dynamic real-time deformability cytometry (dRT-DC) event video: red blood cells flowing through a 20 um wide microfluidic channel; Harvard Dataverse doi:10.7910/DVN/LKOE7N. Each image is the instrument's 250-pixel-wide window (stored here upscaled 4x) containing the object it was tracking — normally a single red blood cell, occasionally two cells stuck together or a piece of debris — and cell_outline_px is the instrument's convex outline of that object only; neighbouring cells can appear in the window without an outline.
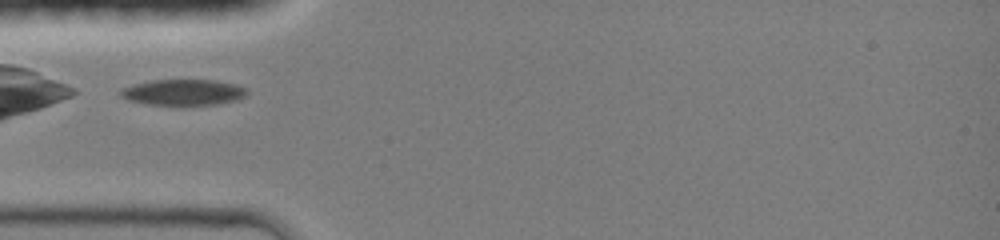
{"species": "common noctule bat (a hibernating species)", "species_latin": "Nyctalus noctula", "temperature_condition": "room temperature", "stored_images_in_passage": 27, "camera_frame_rate_fps": 3000, "um_per_image_px": 0.085, "animal": {"sex": "female", "body_mass_g": 19.0, "forearm_length_mm": 51.5}, "frame": {"image": 1, "passage_image": 1, "time_ms": 0.0, "image_size_px": [1000, 240], "cell_outline_px": [[248, 92], [240, 100], [216, 104], [180, 108], [148, 104], [128, 100], [120, 96], [120, 88], [152, 80], [212, 80], [236, 84], [244, 88]], "centroid_in_image_um": [15.57, 7.89], "position_along_channel_um": 69.4, "area_um2": 19.83}}
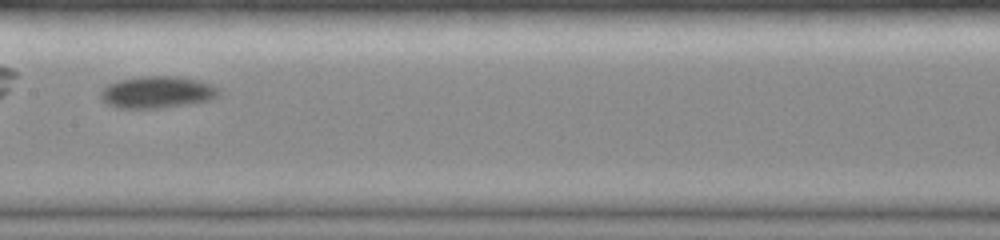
{"frame": {"image": 2, "passage_image": 10, "time_ms": 3.0, "image_size_px": [1000, 240], "cell_outline_px": [[220, 92], [212, 100], [188, 104], [160, 108], [116, 108], [108, 104], [100, 96], [100, 92], [108, 84], [120, 80], [140, 76], [176, 76], [196, 80], [212, 84], [220, 88]], "centroid_in_image_um": [13.38, 7.84], "position_along_channel_um": 194.0, "area_um2": 21.96}}
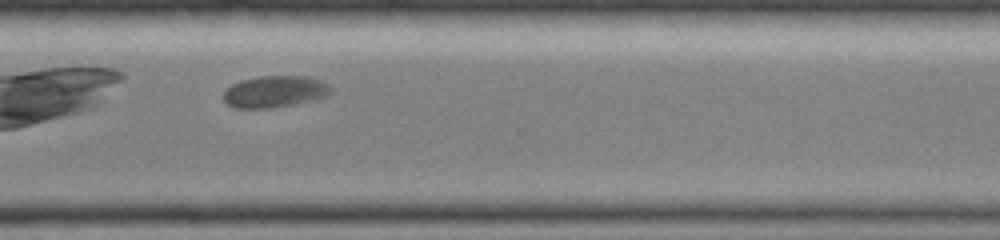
{"frame": {"image": 3, "passage_image": 21, "time_ms": 6.667, "image_size_px": [1000, 240], "cell_outline_px": [[332, 92], [328, 96], [312, 100], [272, 108], [236, 108], [228, 104], [224, 100], [224, 92], [232, 84], [240, 80], [260, 76], [304, 76], [320, 80], [328, 84], [332, 88]], "centroid_in_image_um": [23.37, 7.78], "position_along_channel_um": 347.2, "area_um2": 19.77}}